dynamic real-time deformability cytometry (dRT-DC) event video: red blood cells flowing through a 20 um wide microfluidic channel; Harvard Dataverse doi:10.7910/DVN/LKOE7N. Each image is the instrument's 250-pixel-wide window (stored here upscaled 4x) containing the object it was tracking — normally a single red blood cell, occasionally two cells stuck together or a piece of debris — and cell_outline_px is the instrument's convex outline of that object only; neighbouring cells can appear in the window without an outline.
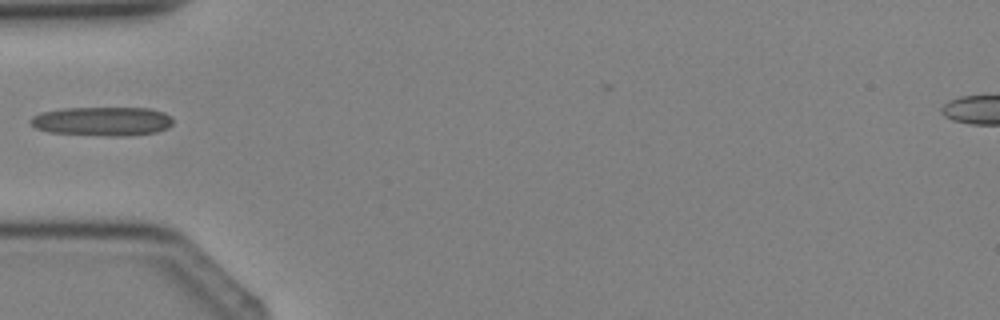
{"species": "Egyptian fruit bat (a non-hibernating species)", "species_latin": "Rousettus aegyptiacus", "temperature_condition": "cold", "stored_images_in_passage": 4, "camera_frame_rate_fps": 3000, "um_per_image_px": 0.085, "animal": {"sex": "female"}, "frame": {"image": 1, "passage_image": 4, "time_ms": 3.333, "image_size_px": [1000, 320], "cell_outline_px": [[172, 124], [168, 128], [156, 132], [124, 136], [104, 136], [48, 132], [36, 128], [28, 124], [28, 120], [32, 116], [40, 112], [60, 108], [148, 108], [164, 112], [172, 116]], "centroid_in_image_um": [8.65, 10.31], "position_along_channel_um": 76.3, "area_um2": 24.45}}